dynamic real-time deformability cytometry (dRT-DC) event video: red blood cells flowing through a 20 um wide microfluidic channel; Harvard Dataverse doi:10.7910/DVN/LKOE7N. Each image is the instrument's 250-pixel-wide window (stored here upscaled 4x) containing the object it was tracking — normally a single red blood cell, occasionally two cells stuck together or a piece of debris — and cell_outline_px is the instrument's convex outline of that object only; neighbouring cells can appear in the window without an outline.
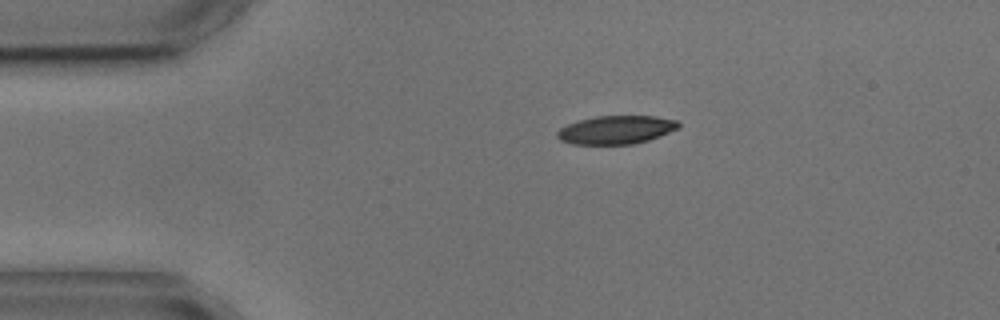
{"species": "common noctule bat (a hibernating species)", "species_latin": "Nyctalus noctula", "temperature_condition": "cold", "stored_images_in_passage": 4, "camera_frame_rate_fps": 3000, "um_per_image_px": 0.085, "animal": {"sex": "male", "body_mass_g": 17.9, "forearm_length_mm": 54.2}, "frame": {"image": 1, "passage_image": 4, "time_ms": 4.667, "image_size_px": [1000, 320], "cell_outline_px": [[680, 128], [660, 136], [648, 140], [632, 144], [572, 144], [560, 140], [556, 136], [556, 132], [560, 128], [568, 124], [580, 120], [596, 116], [656, 116], [676, 120], [680, 124]], "centroid_in_image_um": [52.38, 11.03], "position_along_channel_um": 32.6, "area_um2": 20.06}}